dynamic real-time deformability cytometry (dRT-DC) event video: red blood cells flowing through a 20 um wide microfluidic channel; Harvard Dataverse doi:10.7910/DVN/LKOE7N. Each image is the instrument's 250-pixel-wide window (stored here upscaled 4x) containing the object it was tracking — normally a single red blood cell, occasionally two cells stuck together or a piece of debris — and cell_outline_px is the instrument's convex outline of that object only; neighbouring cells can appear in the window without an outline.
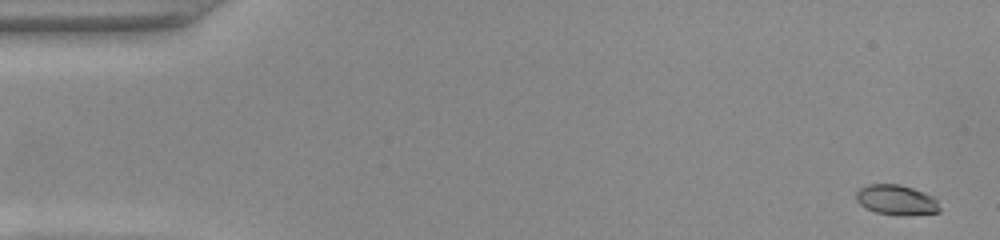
{"species": "common noctule bat (a hibernating species)", "species_latin": "Nyctalus noctula", "temperature_condition": "warm", "stored_images_in_passage": 51, "camera_frame_rate_fps": 3000, "um_per_image_px": 0.085, "animal": {"sex": "female", "body_mass_g": 22.0, "forearm_length_mm": 56.7}, "frame": {"image": 1, "passage_image": 1, "time_ms": 0.0, "image_size_px": [1000, 240], "cell_outline_px": [[940, 212], [904, 216], [896, 216], [876, 212], [864, 208], [856, 200], [856, 192], [860, 188], [868, 184], [900, 184], [924, 192], [932, 196], [936, 200], [940, 208]], "centroid_in_image_um": [76.18, 17.01], "position_along_channel_um": 8.8, "area_um2": 14.85}}
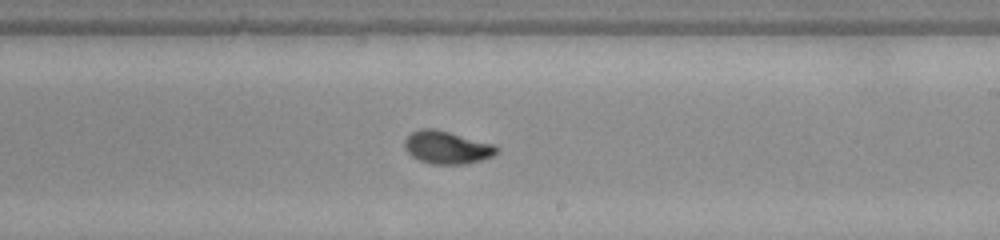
{"frame": {"image": 2, "passage_image": 30, "time_ms": 9.667, "image_size_px": [1000, 240], "cell_outline_px": [[500, 148], [492, 156], [480, 160], [464, 164], [432, 164], [420, 160], [412, 156], [404, 148], [404, 140], [412, 132], [420, 128], [436, 128], [492, 144]], "centroid_in_image_um": [37.95, 12.52], "position_along_channel_um": 251.0, "area_um2": 17.46}}
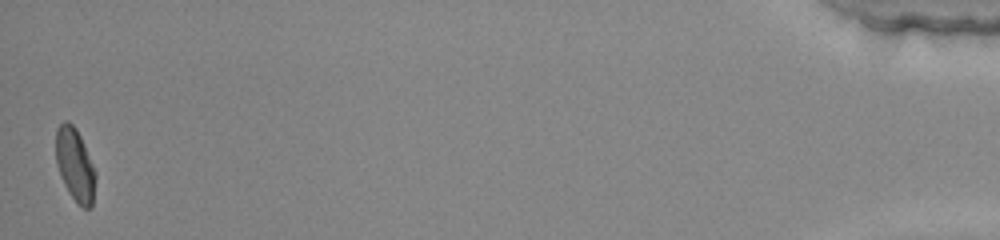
{"frame": {"image": 3, "passage_image": 51, "time_ms": 16.667, "image_size_px": [1000, 240], "cell_outline_px": [[96, 176], [92, 208], [84, 208], [68, 192], [60, 176], [56, 164], [56, 128], [64, 120], [68, 120], [76, 128], [84, 144], [96, 172]], "centroid_in_image_um": [6.37, 13.99], "position_along_channel_um": 428.8, "area_um2": 16.88}, "authors_computed_cell_mechanics": {"area_um2": 16.8198, "velocity_mm_per_s": 3.9302, "shape_relaxation_time_tau1_ms": 3.493, "shape_relaxation_time_tau2_ms": 1.0178, "deformation_change_tau1": 0.1776, "deformation_change_tau2": 0.0509}}